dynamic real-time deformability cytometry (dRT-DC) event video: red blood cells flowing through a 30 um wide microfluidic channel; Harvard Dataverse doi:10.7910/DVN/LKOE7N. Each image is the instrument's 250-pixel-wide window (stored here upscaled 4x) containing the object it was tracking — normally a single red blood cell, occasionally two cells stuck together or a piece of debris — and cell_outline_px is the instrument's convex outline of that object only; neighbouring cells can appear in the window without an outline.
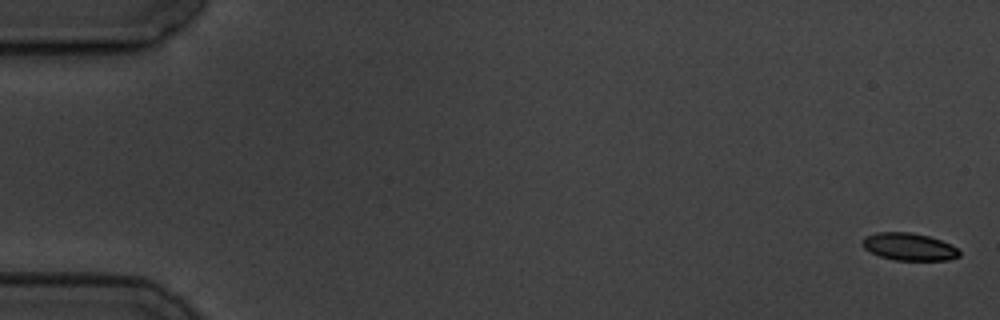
{"species": "common noctule bat (a hibernating species)", "species_latin": "Nyctalus noctula", "temperature_condition": "cold", "stored_images_in_passage": 8, "camera_frame_rate_fps": 3000, "um_per_image_px": 0.085, "animal": {"sex": "male", "body_mass_g": 19.5, "forearm_length_mm": 54.6}, "frame": {"image": 1, "passage_image": 1, "time_ms": 0.0, "image_size_px": [1000, 320], "cell_outline_px": [[960, 256], [948, 260], [896, 260], [880, 256], [864, 248], [864, 236], [876, 232], [912, 232], [928, 236], [940, 240], [956, 248], [960, 252]], "centroid_in_image_um": [77.27, 20.97], "position_along_channel_um": 7.7, "area_um2": 15.26}}
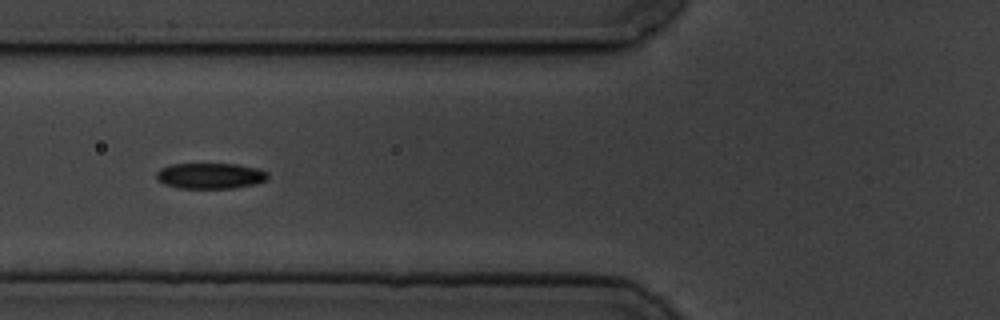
{"frame": {"image": 2, "passage_image": 7, "time_ms": 7.0, "image_size_px": [1000, 320], "cell_outline_px": [[268, 176], [264, 180], [252, 184], [236, 188], [180, 188], [164, 184], [156, 180], [156, 172], [160, 168], [172, 164], [236, 164], [256, 168], [268, 172]], "centroid_in_image_um": [17.82, 14.94], "position_along_channel_um": 108.0, "area_um2": 16.65}}
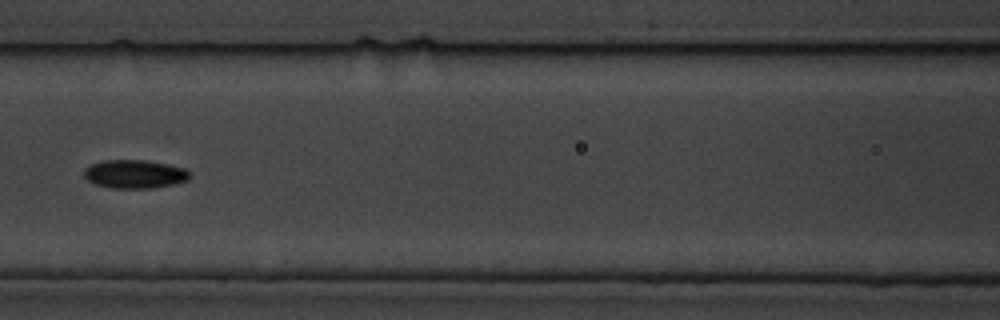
{"frame": {"image": 3, "passage_image": 8, "time_ms": 8.333, "image_size_px": [1000, 320], "cell_outline_px": [[192, 176], [188, 180], [176, 184], [152, 188], [112, 188], [96, 184], [88, 180], [84, 176], [84, 168], [88, 164], [104, 160], [144, 160], [168, 164], [184, 168]], "centroid_in_image_um": [11.45, 14.79], "position_along_channel_um": 155.2, "area_um2": 17.69}}